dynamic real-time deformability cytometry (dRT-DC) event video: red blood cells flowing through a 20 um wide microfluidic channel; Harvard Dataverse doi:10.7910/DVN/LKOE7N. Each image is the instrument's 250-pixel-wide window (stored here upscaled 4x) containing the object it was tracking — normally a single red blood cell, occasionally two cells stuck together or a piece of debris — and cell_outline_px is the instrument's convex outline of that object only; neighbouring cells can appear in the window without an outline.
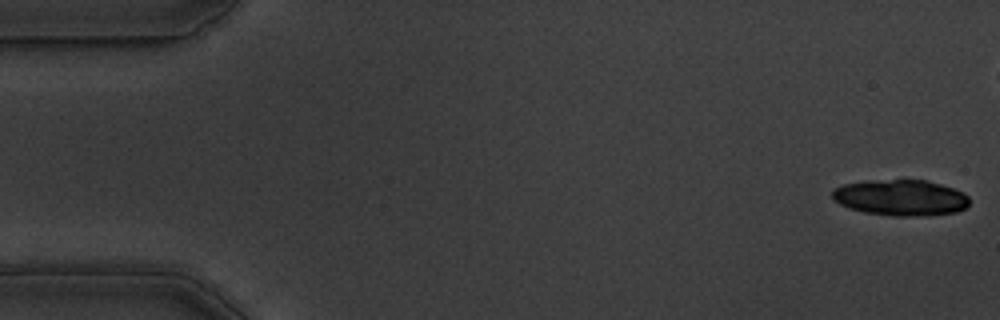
{"species": "common noctule bat (a hibernating species)", "species_latin": "Nyctalus noctula", "temperature_condition": "warm", "stored_images_in_passage": 48, "camera_frame_rate_fps": 3000, "um_per_image_px": 0.085, "animal": {"sex": "male", "body_mass_g": 19.5, "forearm_length_mm": 54.6}, "frame": {"image": 1, "passage_image": 1, "time_ms": 0.0, "image_size_px": [1000, 320], "cell_outline_px": [[968, 204], [964, 208], [956, 212], [924, 216], [892, 216], [864, 212], [848, 208], [832, 200], [832, 188], [844, 184], [892, 180], [928, 180], [964, 192], [968, 196]], "centroid_in_image_um": [76.55, 16.82], "position_along_channel_um": 8.4, "area_um2": 28.61}}
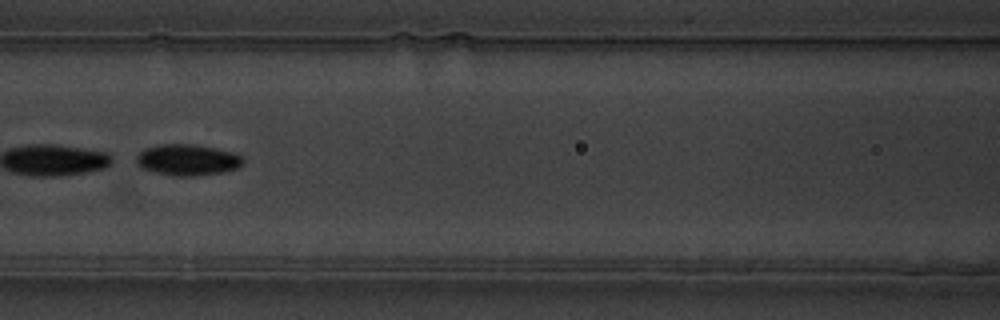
{"frame": {"image": 2, "passage_image": 24, "time_ms": 7.667, "image_size_px": [1000, 320], "cell_outline_px": [[244, 160], [236, 168], [220, 172], [192, 176], [172, 176], [140, 168], [136, 160], [136, 156], [144, 148], [160, 144], [192, 144], [232, 152], [240, 156]], "centroid_in_image_um": [15.86, 13.59], "position_along_channel_um": 150.7, "area_um2": 19.07}, "authors_computed_cell_mechanics": {"area_um2": 28.2931, "velocity_mm_per_s": 3.6413, "shape_relaxation_time_tau1_ms": 1.5197, "shape_relaxation_time_tau2_ms": 1.238, "deformation_change_tau1": 0.2922, "deformation_change_tau2": 0.04}}